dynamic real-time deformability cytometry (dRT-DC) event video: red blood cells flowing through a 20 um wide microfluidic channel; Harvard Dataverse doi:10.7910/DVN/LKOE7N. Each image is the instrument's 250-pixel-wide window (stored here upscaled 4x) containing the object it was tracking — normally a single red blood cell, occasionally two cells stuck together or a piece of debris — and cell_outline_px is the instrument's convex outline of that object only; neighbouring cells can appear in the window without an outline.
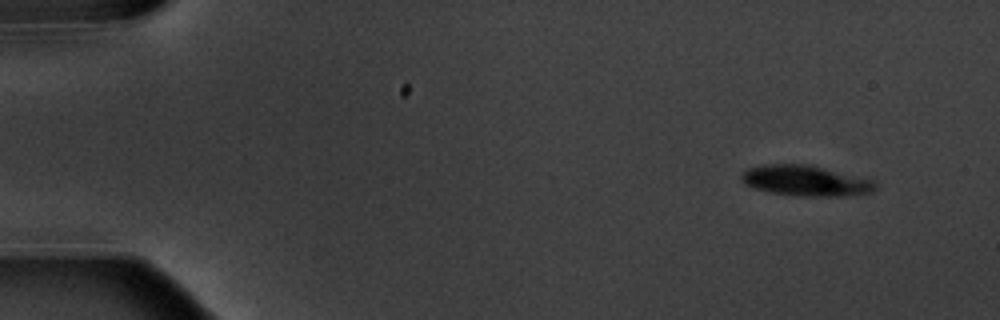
{"species": "common noctule bat (a hibernating species)", "species_latin": "Nyctalus noctula", "temperature_condition": "warm", "stored_images_in_passage": 10, "camera_frame_rate_fps": 3000, "um_per_image_px": 0.085, "animal": {"sex": "male", "body_mass_g": 20.1, "forearm_length_mm": 53.5}, "frame": {"image": 1, "passage_image": 1, "time_ms": 0.0, "image_size_px": [1000, 320], "cell_outline_px": [[876, 188], [872, 192], [848, 196], [800, 196], [772, 192], [756, 188], [744, 184], [740, 180], [740, 176], [744, 168], [764, 164], [808, 164], [876, 180]], "centroid_in_image_um": [68.48, 15.35], "position_along_channel_um": 16.5, "area_um2": 24.1}}
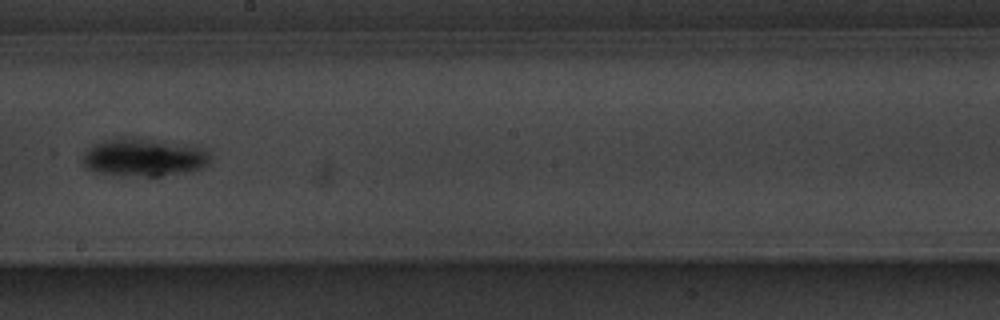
{"frame": {"image": 2, "passage_image": 9, "time_ms": 9.333, "image_size_px": [1000, 320], "cell_outline_px": [[208, 164], [204, 168], [156, 180], [152, 180], [120, 176], [92, 172], [84, 164], [84, 152], [92, 144], [108, 140], [132, 136], [136, 136], [164, 140], [204, 148], [208, 152]], "centroid_in_image_um": [12.26, 13.43], "position_along_channel_um": 235.9, "area_um2": 29.71}}
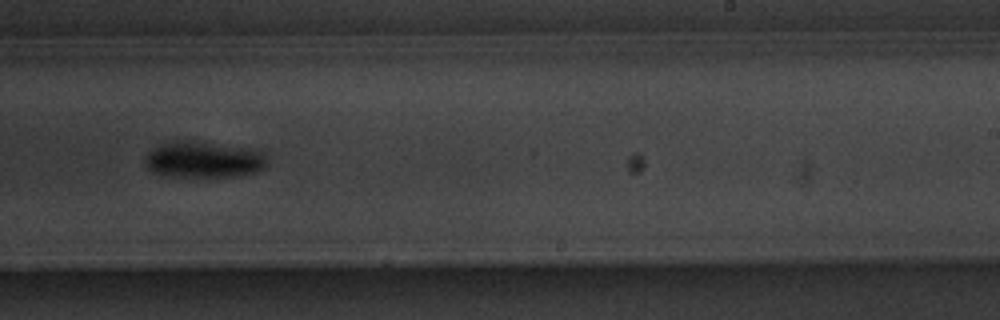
{"frame": {"image": 3, "passage_image": 10, "time_ms": 10.333, "image_size_px": [1000, 320], "cell_outline_px": [[268, 164], [264, 168], [256, 172], [236, 176], [160, 176], [152, 172], [148, 168], [144, 160], [144, 156], [152, 148], [168, 140], [192, 140], [260, 148], [268, 160]], "centroid_in_image_um": [17.33, 13.53], "position_along_channel_um": 271.7, "area_um2": 26.76}}